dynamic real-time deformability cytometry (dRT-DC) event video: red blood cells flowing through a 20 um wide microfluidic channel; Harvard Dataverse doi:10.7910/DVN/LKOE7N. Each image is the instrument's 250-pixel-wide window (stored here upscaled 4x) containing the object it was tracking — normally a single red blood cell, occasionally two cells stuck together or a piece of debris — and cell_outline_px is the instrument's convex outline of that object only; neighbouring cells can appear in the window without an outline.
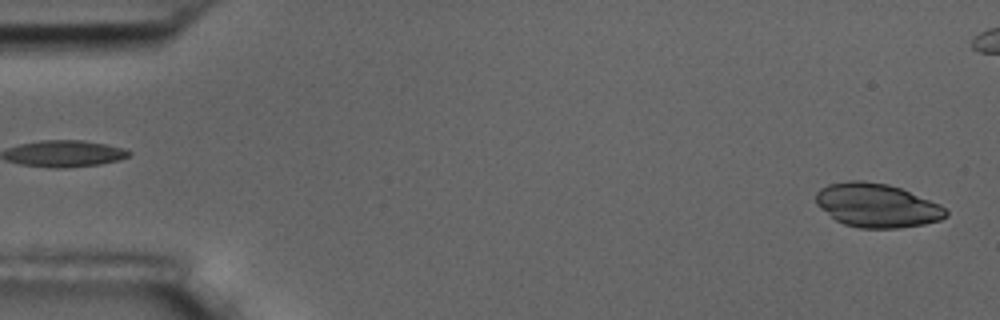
{"species": "common noctule bat (a hibernating species)", "species_latin": "Nyctalus noctula", "temperature_condition": "room temperature", "stored_images_in_passage": 5, "segment_of_instrument_passage": [2, 2], "camera_frame_rate_fps": 3000, "um_per_image_px": 0.085, "animal": {"sex": "male", "body_mass_g": 17.5, "forearm_length_mm": 52.3}, "frame": {"image": 1, "passage_image": 5, "time_ms": 4.333, "image_size_px": [1000, 320], "cell_outline_px": [[948, 216], [940, 220], [924, 224], [900, 228], [860, 228], [844, 224], [836, 220], [820, 208], [816, 204], [816, 192], [820, 188], [828, 184], [848, 180], [864, 180], [888, 184], [900, 188], [940, 204], [948, 212]], "centroid_in_image_um": [74.52, 17.45], "position_along_channel_um": 10.5, "area_um2": 33.29}}